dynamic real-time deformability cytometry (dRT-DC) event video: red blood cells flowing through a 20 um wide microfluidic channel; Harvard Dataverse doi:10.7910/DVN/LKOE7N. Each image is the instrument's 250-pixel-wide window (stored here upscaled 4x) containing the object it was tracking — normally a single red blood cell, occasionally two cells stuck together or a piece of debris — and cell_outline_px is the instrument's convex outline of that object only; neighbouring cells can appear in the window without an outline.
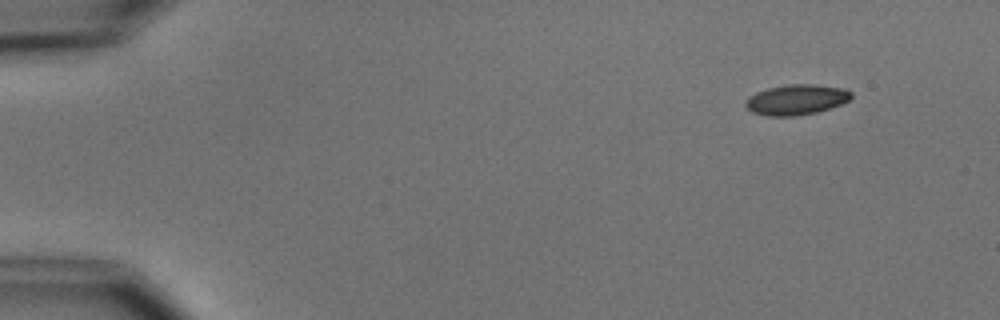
{"species": "common noctule bat (a hibernating species)", "species_latin": "Nyctalus noctula", "temperature_condition": "cold", "stored_images_in_passage": 7, "camera_frame_rate_fps": 3000, "um_per_image_px": 0.085, "animal": {"sex": "male", "body_mass_g": 15.6}, "frame": {"image": 1, "passage_image": 2, "time_ms": 1.333, "image_size_px": [1000, 320], "cell_outline_px": [[852, 96], [848, 100], [840, 104], [816, 112], [796, 116], [768, 116], [752, 112], [744, 104], [748, 96], [756, 92], [768, 88], [788, 84], [816, 84], [844, 88], [852, 92]], "centroid_in_image_um": [67.67, 8.46], "position_along_channel_um": 17.3, "area_um2": 18.67}}
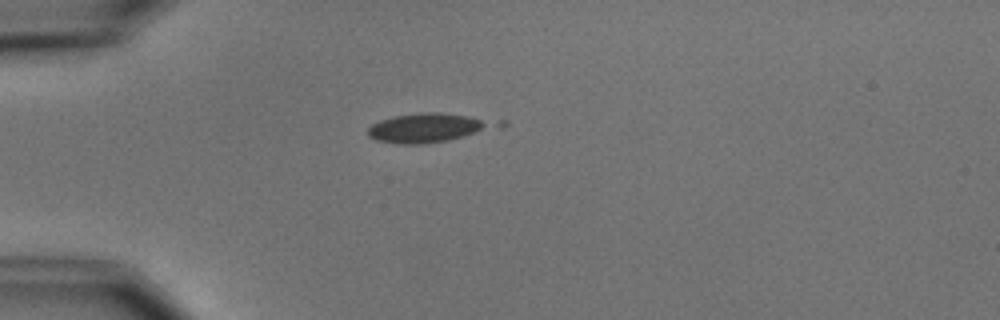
{"frame": {"image": 2, "passage_image": 5, "time_ms": 4.667, "image_size_px": [1000, 320], "cell_outline_px": [[508, 124], [504, 128], [448, 140], [420, 144], [400, 144], [376, 140], [368, 136], [368, 128], [372, 124], [380, 120], [392, 116], [420, 112], [440, 112], [508, 120]], "centroid_in_image_um": [36.64, 10.83], "position_along_channel_um": 48.4, "area_um2": 22.83}}